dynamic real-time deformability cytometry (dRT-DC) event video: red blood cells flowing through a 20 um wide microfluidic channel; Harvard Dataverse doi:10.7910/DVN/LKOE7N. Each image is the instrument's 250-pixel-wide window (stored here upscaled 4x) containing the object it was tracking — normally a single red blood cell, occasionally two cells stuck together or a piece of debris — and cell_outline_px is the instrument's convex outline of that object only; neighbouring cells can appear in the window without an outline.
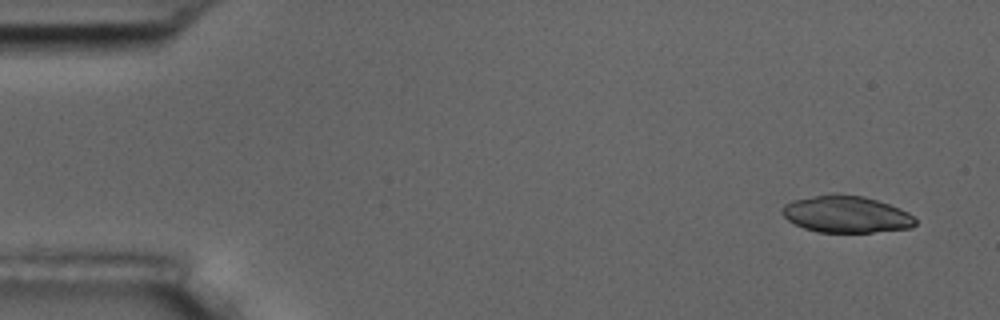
{"species": "common noctule bat (a hibernating species)", "species_latin": "Nyctalus noctula", "temperature_condition": "room temperature", "stored_images_in_passage": 5, "camera_frame_rate_fps": 3000, "um_per_image_px": 0.085, "animal": {"sex": "male", "body_mass_g": 17.5, "forearm_length_mm": 52.3}, "frame": {"image": 1, "passage_image": 1, "time_ms": 0.0, "image_size_px": [1000, 320], "cell_outline_px": [[916, 224], [912, 228], [872, 232], [816, 232], [804, 228], [788, 220], [780, 212], [780, 208], [784, 204], [792, 200], [832, 192], [836, 192], [864, 196], [900, 208], [908, 212], [916, 220]], "centroid_in_image_um": [71.9, 18.19], "position_along_channel_um": 13.1, "area_um2": 28.96}}